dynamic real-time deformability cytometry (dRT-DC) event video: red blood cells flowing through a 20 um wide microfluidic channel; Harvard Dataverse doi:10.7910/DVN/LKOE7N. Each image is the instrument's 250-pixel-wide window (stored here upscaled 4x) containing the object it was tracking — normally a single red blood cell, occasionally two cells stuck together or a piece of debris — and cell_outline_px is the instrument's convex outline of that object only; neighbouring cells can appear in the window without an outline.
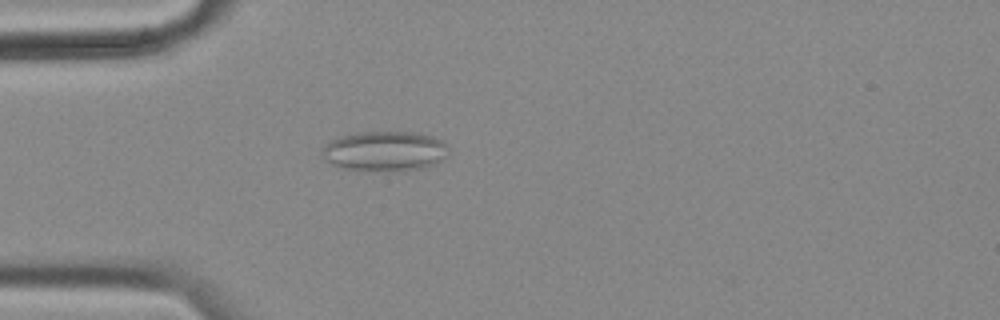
{"species": "common noctule bat (a hibernating species)", "species_latin": "Nyctalus noctula", "temperature_condition": "cold", "stored_images_in_passage": 57, "camera_frame_rate_fps": 3000, "um_per_image_px": 0.085, "animal": {"sex": "female", "body_mass_g": 18.4}, "frame": {"image": 1, "passage_image": 16, "time_ms": 5.0, "image_size_px": [1000, 320], "cell_outline_px": [[448, 148], [444, 160], [436, 164], [420, 168], [344, 168], [332, 164], [324, 160], [320, 156], [324, 148], [332, 140], [340, 136], [360, 132], [416, 132], [432, 136], [440, 140]], "centroid_in_image_um": [32.71, 12.79], "position_along_channel_um": 52.3, "area_um2": 28.32}}
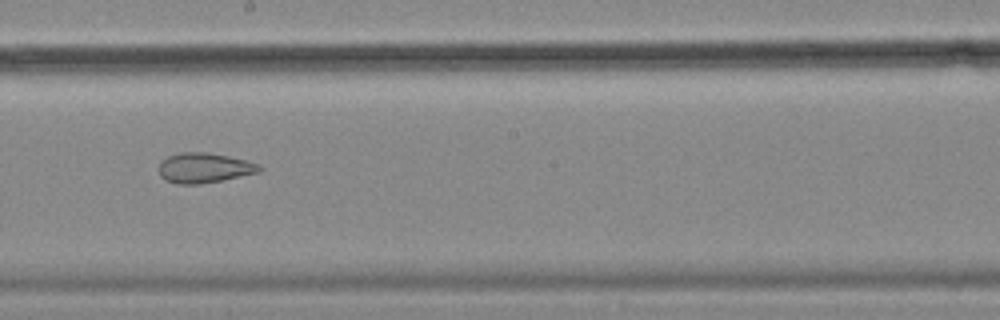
{"frame": {"image": 2, "passage_image": 32, "time_ms": 10.333, "image_size_px": [1000, 320], "cell_outline_px": [[264, 168], [260, 172], [200, 184], [176, 184], [164, 180], [160, 176], [160, 160], [168, 156], [180, 152], [208, 152], [228, 156], [260, 164]], "centroid_in_image_um": [17.34, 14.26], "position_along_channel_um": 230.9, "area_um2": 17.63}}
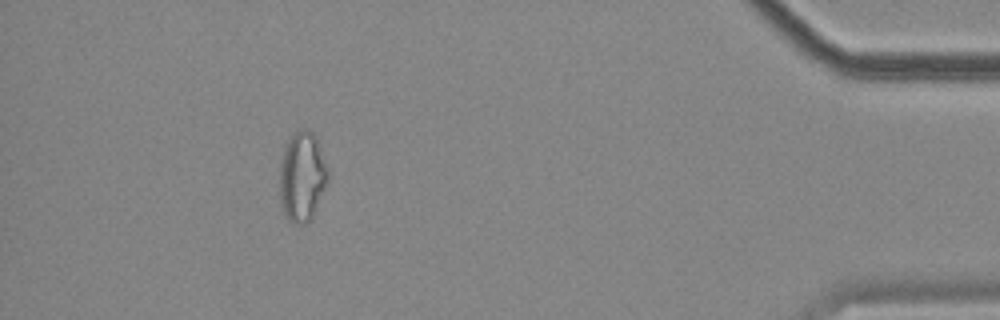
{"frame": {"image": 3, "passage_image": 52, "time_ms": 17.0, "image_size_px": [1000, 320], "cell_outline_px": [[328, 180], [312, 220], [308, 224], [296, 224], [288, 220], [284, 216], [280, 204], [280, 160], [288, 136], [304, 128], [308, 128], [316, 136], [328, 168]], "centroid_in_image_um": [25.67, 15.03], "position_along_channel_um": 409.5, "area_um2": 25.84}, "authors_computed_cell_mechanics": {"area_um2": 23.3512, "velocity_mm_per_s": 3.5105, "shape_relaxation_time_tau1_ms": null, "shape_relaxation_time_tau2_ms": 2.3354, "deformation_change_tau1": null, "deformation_change_tau2": 0.1039}}